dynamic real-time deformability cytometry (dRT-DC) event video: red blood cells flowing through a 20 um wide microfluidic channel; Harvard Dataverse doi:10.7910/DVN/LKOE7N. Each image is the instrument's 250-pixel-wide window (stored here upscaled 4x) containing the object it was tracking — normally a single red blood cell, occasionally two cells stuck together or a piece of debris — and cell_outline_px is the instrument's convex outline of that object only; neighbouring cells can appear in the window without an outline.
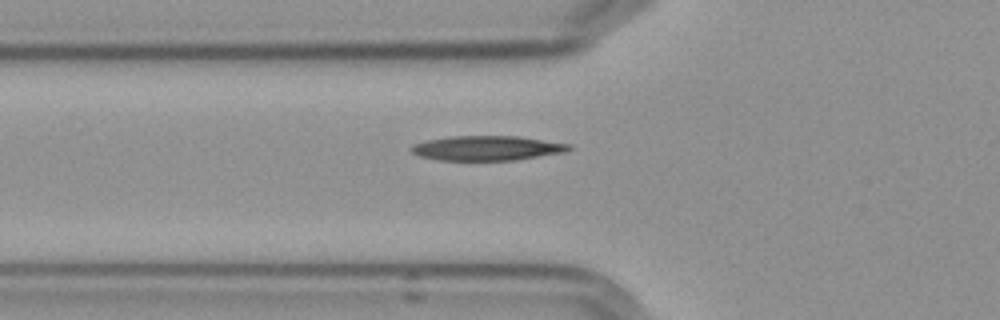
{"species": "Egyptian fruit bat (a non-hibernating species)", "species_latin": "Rousettus aegyptiacus", "temperature_condition": "cold", "stored_images_in_passage": 38, "camera_frame_rate_fps": 3000, "um_per_image_px": 0.085, "frame": {"image": 1, "passage_image": 2, "time_ms": 0.333, "image_size_px": [1000, 320], "cell_outline_px": [[572, 148], [564, 152], [516, 160], [436, 160], [420, 156], [412, 152], [408, 148], [412, 144], [428, 140], [448, 136], [520, 136], [572, 144]], "centroid_in_image_um": [41.39, 12.58], "position_along_channel_um": 84.4, "area_um2": 22.83}}
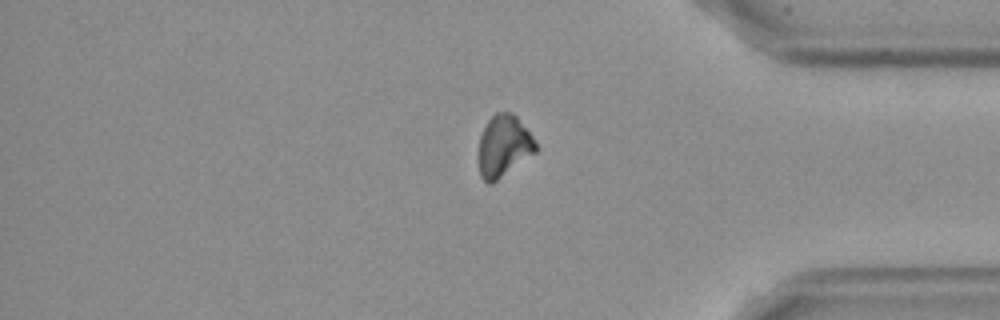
{"frame": {"image": 2, "passage_image": 29, "time_ms": 9.333, "image_size_px": [1000, 320], "cell_outline_px": [[536, 152], [492, 184], [488, 184], [480, 176], [476, 156], [480, 136], [488, 120], [496, 112], [512, 112], [516, 116], [532, 136], [536, 144]], "centroid_in_image_um": [42.76, 12.44], "position_along_channel_um": 392.4, "area_um2": 20.75}}
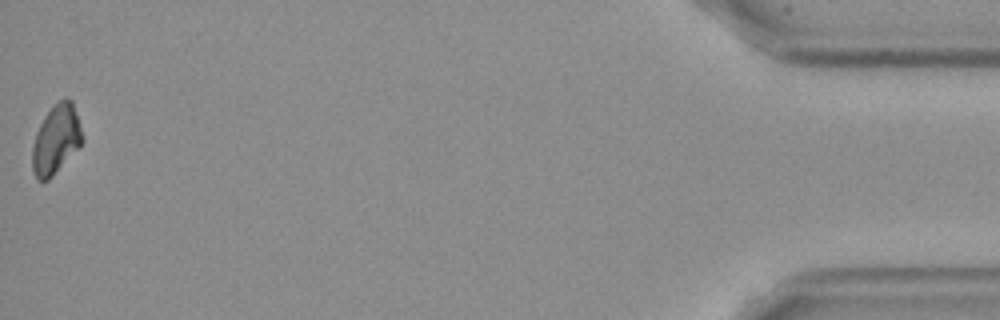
{"frame": {"image": 3, "passage_image": 38, "time_ms": 12.333, "image_size_px": [1000, 320], "cell_outline_px": [[84, 140], [80, 148], [48, 180], [36, 180], [32, 168], [32, 148], [36, 132], [44, 116], [64, 96], [72, 100]], "centroid_in_image_um": [4.77, 11.88], "position_along_channel_um": 430.4, "area_um2": 20.11}}